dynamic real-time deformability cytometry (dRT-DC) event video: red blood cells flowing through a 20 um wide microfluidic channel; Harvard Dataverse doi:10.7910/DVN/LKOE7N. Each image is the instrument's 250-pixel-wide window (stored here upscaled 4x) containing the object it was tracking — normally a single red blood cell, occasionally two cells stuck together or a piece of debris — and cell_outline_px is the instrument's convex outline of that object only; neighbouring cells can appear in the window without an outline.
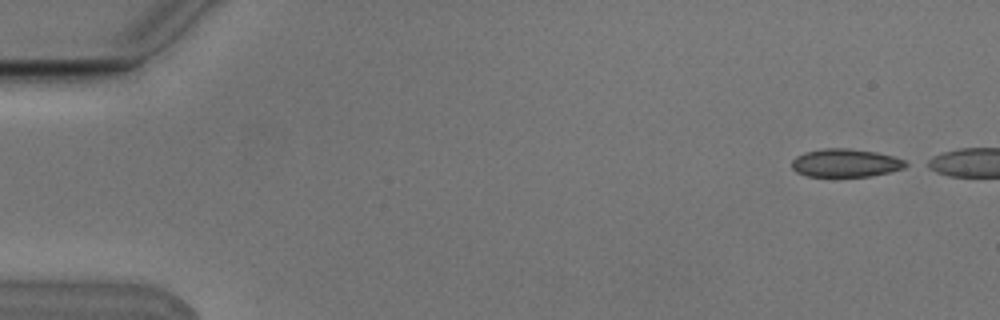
{"species": "Egyptian fruit bat (a non-hibernating species)", "species_latin": "Rousettus aegyptiacus", "temperature_condition": "cold", "stored_images_in_passage": 10, "camera_frame_rate_fps": 3000, "um_per_image_px": 0.085, "animal": {"sex": "male"}, "frame": {"image": 1, "passage_image": 1, "time_ms": 0.0, "image_size_px": [1000, 320], "cell_outline_px": [[912, 164], [904, 168], [888, 172], [868, 176], [808, 176], [796, 172], [792, 168], [792, 160], [796, 156], [804, 152], [824, 148], [848, 148], [876, 152], [892, 156], [904, 160]], "centroid_in_image_um": [71.87, 13.84], "position_along_channel_um": 13.1, "area_um2": 18.67}}
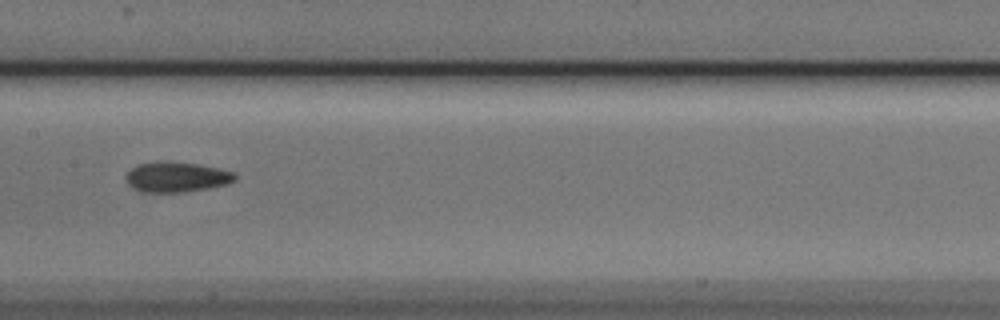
{"frame": {"image": 2, "passage_image": 7, "time_ms": 2.0, "image_size_px": [1000, 320], "cell_outline_px": [[236, 180], [228, 184], [208, 188], [184, 192], [140, 192], [132, 188], [128, 184], [124, 176], [132, 168], [140, 164], [160, 160], [168, 160], [196, 164], [220, 168], [236, 172]], "centroid_in_image_um": [15.01, 15.04], "position_along_channel_um": 192.4, "area_um2": 19.54}}
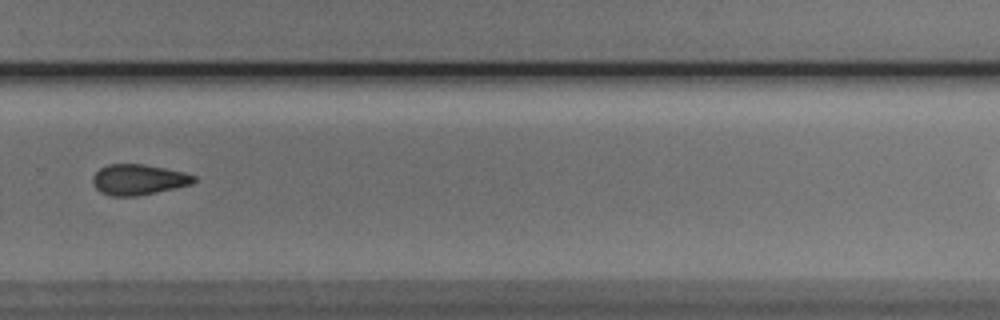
{"frame": {"image": 3, "passage_image": 10, "time_ms": 3.0, "image_size_px": [1000, 320], "cell_outline_px": [[196, 180], [192, 184], [156, 192], [136, 196], [112, 196], [100, 192], [92, 184], [92, 176], [100, 168], [108, 164], [144, 164], [184, 172], [196, 176]], "centroid_in_image_um": [11.75, 15.26], "position_along_channel_um": 318.1, "area_um2": 18.03}}